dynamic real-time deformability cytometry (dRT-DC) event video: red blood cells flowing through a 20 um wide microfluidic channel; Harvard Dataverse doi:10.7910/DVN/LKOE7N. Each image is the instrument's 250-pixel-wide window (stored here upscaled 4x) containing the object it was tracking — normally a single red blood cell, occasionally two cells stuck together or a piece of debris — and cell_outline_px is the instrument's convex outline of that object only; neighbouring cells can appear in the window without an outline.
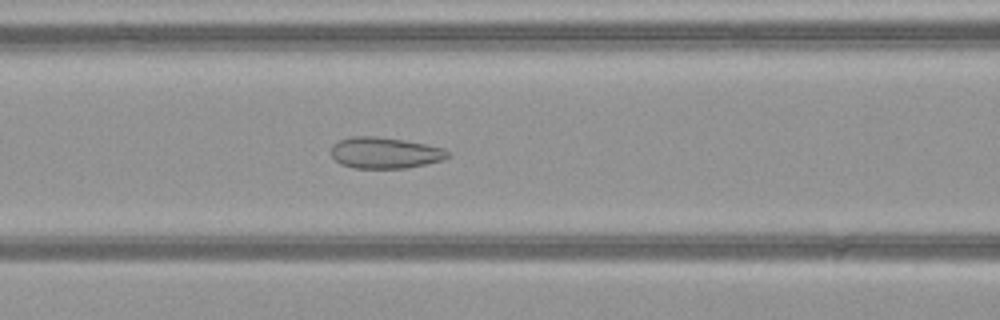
{"species": "common noctule bat (a hibernating species)", "species_latin": "Nyctalus noctula", "temperature_condition": "warm", "stored_images_in_passage": 40, "camera_frame_rate_fps": 3000, "um_per_image_px": 0.085, "animal": {"sex": "female", "body_mass_g": 21.9}, "frame": {"image": 1, "passage_image": 11, "time_ms": 3.333, "image_size_px": [1000, 320], "cell_outline_px": [[452, 156], [428, 164], [408, 168], [352, 168], [340, 164], [332, 156], [332, 144], [340, 140], [352, 136], [376, 136], [404, 140], [444, 148], [452, 152]], "centroid_in_image_um": [32.75, 12.99], "position_along_channel_um": 133.9, "area_um2": 21.39}}
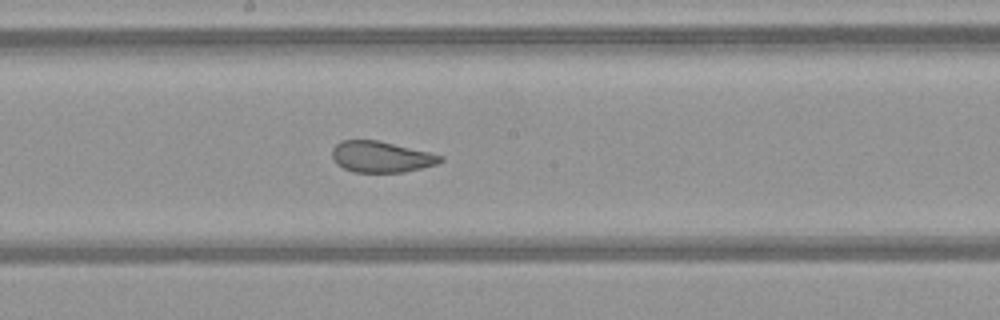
{"frame": {"image": 2, "passage_image": 17, "time_ms": 5.333, "image_size_px": [1000, 320], "cell_outline_px": [[444, 160], [436, 164], [404, 172], [352, 172], [336, 164], [332, 156], [332, 148], [340, 140], [380, 140], [444, 156]], "centroid_in_image_um": [32.37, 13.32], "position_along_channel_um": 215.8, "area_um2": 19.65}}
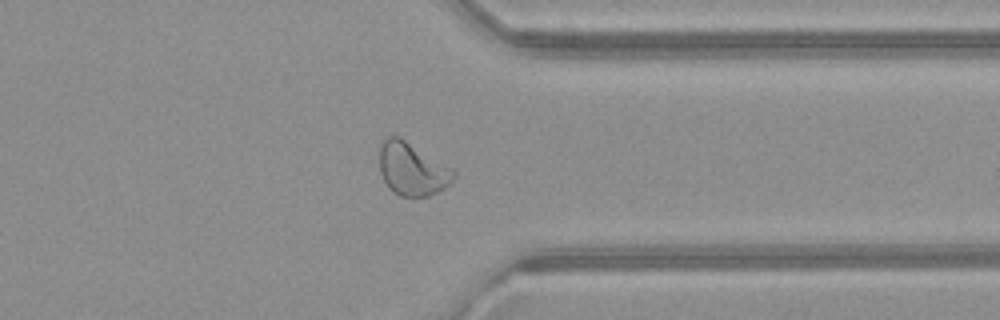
{"frame": {"image": 3, "passage_image": 29, "time_ms": 9.333, "image_size_px": [1000, 320], "cell_outline_px": [[456, 176], [444, 188], [428, 196], [400, 196], [384, 180], [380, 172], [380, 148], [384, 140], [388, 136], [400, 136], [452, 168], [456, 172]], "centroid_in_image_um": [35.05, 14.35], "position_along_channel_um": 376.4, "area_um2": 22.48}, "authors_computed_cell_mechanics": {"area_um2": 22.5709, "velocity_mm_per_s": 4.0896, "shape_relaxation_time_tau1_ms": null, "shape_relaxation_time_tau2_ms": 0.6933, "deformation_change_tau1": null, "deformation_change_tau2": 0.0752}}